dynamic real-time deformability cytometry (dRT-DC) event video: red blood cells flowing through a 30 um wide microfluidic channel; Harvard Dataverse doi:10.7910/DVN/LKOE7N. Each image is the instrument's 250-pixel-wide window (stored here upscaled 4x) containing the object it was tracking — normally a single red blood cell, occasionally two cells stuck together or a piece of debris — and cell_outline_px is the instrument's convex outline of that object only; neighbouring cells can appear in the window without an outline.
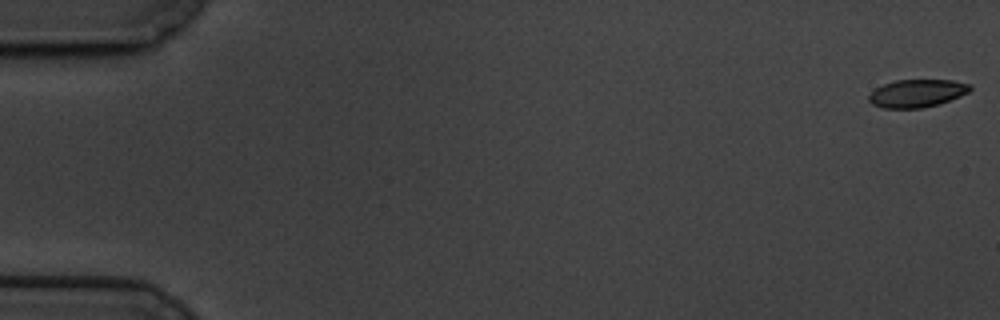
{"species": "common noctule bat (a hibernating species)", "species_latin": "Nyctalus noctula", "temperature_condition": "cold", "stored_images_in_passage": 60, "camera_frame_rate_fps": 3000, "um_per_image_px": 0.085, "animal": {"sex": "male", "body_mass_g": 19.5, "forearm_length_mm": 54.6}, "frame": {"image": 1, "passage_image": 1, "time_ms": 0.0, "image_size_px": [1000, 320], "cell_outline_px": [[972, 88], [968, 92], [960, 96], [924, 108], [884, 108], [872, 104], [868, 100], [868, 96], [876, 88], [884, 84], [896, 80], [952, 80], [972, 84]], "centroid_in_image_um": [77.94, 7.92], "position_along_channel_um": 7.1, "area_um2": 16.3}}
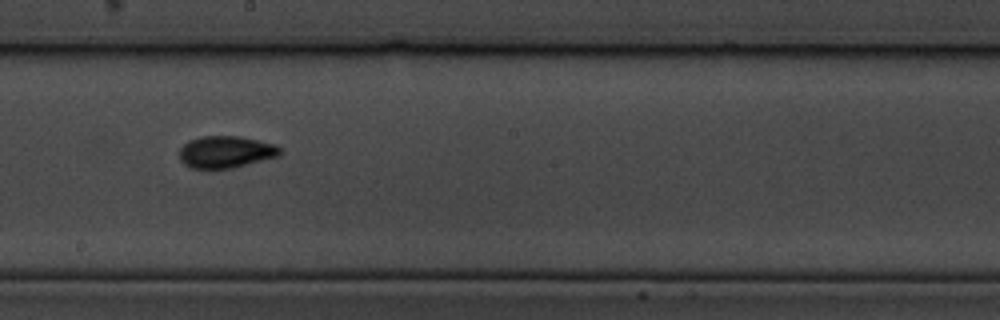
{"frame": {"image": 2, "passage_image": 34, "time_ms": 11.0, "image_size_px": [1000, 320], "cell_outline_px": [[280, 156], [232, 168], [192, 168], [184, 164], [180, 160], [180, 148], [188, 140], [200, 136], [240, 136], [272, 144], [280, 148]], "centroid_in_image_um": [19.16, 12.91], "position_along_channel_um": 229.0, "area_um2": 18.61}}
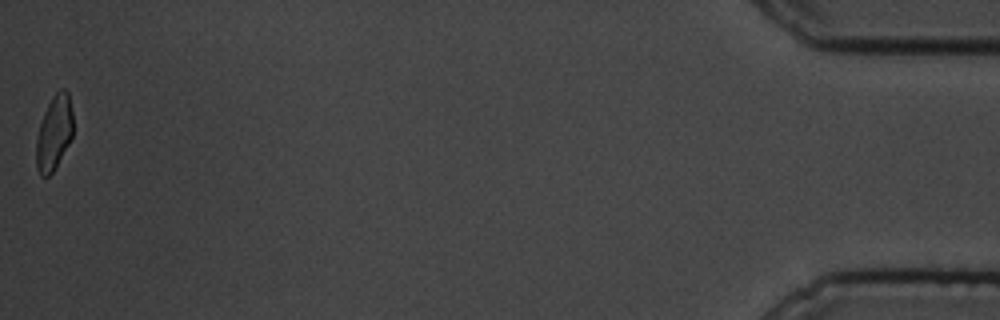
{"frame": {"image": 3, "passage_image": 60, "time_ms": 19.667, "image_size_px": [1000, 320], "cell_outline_px": [[72, 136], [56, 168], [48, 176], [40, 176], [36, 168], [36, 140], [40, 124], [44, 112], [52, 96], [60, 88], [64, 88], [68, 92], [72, 112]], "centroid_in_image_um": [4.58, 11.29], "position_along_channel_um": 430.6, "area_um2": 16.01}, "authors_computed_cell_mechanics": {"area_um2": 17.3689, "velocity_mm_per_s": 3.3889, "shape_relaxation_time_tau1_ms": 2.8642, "shape_relaxation_time_tau2_ms": 1.5394, "deformation_change_tau1": 0.0884, "deformation_change_tau2": 0.0486}}